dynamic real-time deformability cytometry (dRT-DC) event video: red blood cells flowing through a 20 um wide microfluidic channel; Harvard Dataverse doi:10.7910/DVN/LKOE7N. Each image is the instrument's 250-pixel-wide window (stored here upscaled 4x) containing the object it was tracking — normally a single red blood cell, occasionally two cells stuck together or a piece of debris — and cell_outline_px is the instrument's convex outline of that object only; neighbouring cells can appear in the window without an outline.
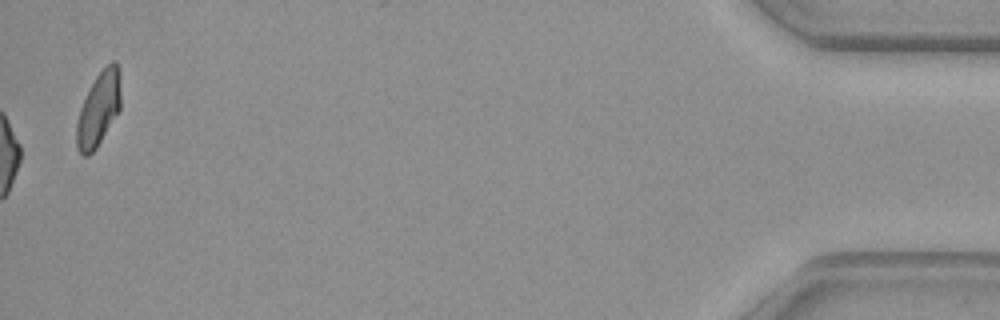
{"species": "common noctule bat (a hibernating species)", "species_latin": "Nyctalus noctula", "temperature_condition": "warm", "stored_images_in_passage": 52, "camera_frame_rate_fps": 3000, "um_per_image_px": 0.085, "animal": {"sex": "female", "body_mass_g": 29.2, "forearm_length_mm": 56.3}, "frame": {"image": 1, "passage_image": 52, "time_ms": 17.0, "image_size_px": [1000, 320], "cell_outline_px": [[120, 108], [96, 148], [88, 156], [84, 156], [76, 148], [76, 124], [80, 108], [96, 76], [104, 64], [112, 60], [116, 60], [120, 68]], "centroid_in_image_um": [8.39, 9.21], "position_along_channel_um": 426.8, "area_um2": 19.07}, "authors_computed_cell_mechanics": {"area_um2": 18.1781, "velocity_mm_per_s": 4.1044, "shape_relaxation_time_tau1_ms": null, "shape_relaxation_time_tau2_ms": 4.5239, "deformation_change_tau1": null, "deformation_change_tau2": 0.1097}}